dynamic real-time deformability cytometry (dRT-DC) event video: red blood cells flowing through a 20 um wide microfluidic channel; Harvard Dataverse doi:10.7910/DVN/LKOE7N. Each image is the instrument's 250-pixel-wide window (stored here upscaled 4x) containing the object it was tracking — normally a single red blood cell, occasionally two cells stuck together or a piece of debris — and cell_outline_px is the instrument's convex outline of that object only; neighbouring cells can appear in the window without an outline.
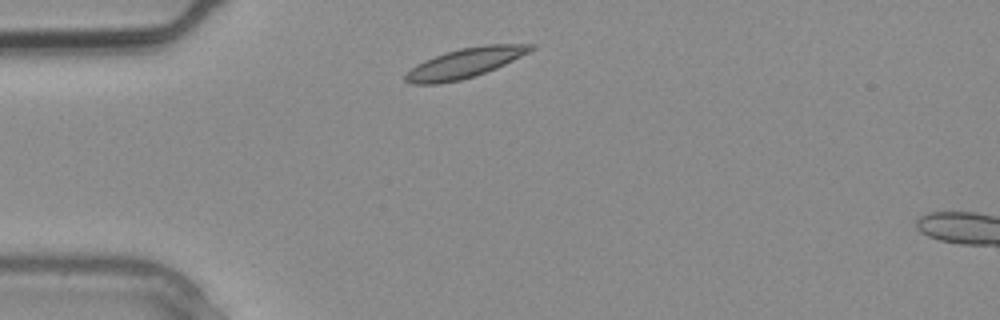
{"species": "common noctule bat (a hibernating species)", "species_latin": "Nyctalus noctula", "temperature_condition": "warm", "stored_images_in_passage": 2, "segment_of_instrument_passage": [1, 2], "camera_frame_rate_fps": 3000, "um_per_image_px": 0.085, "animal": {"sex": "male", "body_mass_g": 20.4}, "frame": {"image": 1, "passage_image": 1, "time_ms": 0.0, "image_size_px": [1000, 320], "cell_outline_px": [[536, 48], [496, 68], [476, 76], [460, 80], [440, 84], [412, 84], [404, 80], [404, 76], [416, 64], [424, 60], [444, 52], [460, 48], [484, 44], [536, 44]], "centroid_in_image_um": [39.5, 5.35], "position_along_channel_um": 45.5, "area_um2": 21.73}}